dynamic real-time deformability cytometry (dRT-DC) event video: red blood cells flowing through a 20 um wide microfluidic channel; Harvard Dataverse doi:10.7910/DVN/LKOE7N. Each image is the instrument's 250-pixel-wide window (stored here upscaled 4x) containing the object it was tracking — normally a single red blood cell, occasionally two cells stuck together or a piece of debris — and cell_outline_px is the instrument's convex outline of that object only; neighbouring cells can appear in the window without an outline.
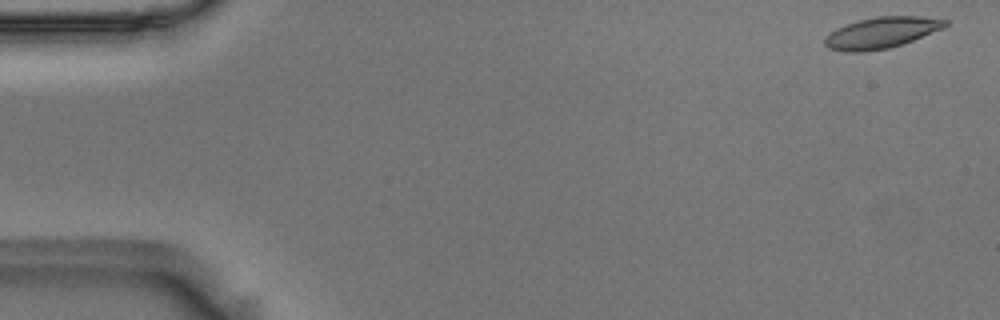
{"species": "Egyptian fruit bat (a non-hibernating species)", "species_latin": "Rousettus aegyptiacus", "temperature_condition": "room temperature", "stored_images_in_passage": 55, "camera_frame_rate_fps": 3000, "um_per_image_px": 0.085, "animal": {"sex": "male"}, "frame": {"image": 1, "passage_image": 1, "time_ms": 0.0, "image_size_px": [1000, 320], "cell_outline_px": [[948, 24], [944, 28], [912, 40], [888, 48], [864, 52], [844, 52], [828, 48], [824, 44], [824, 40], [836, 28], [844, 24], [876, 16], [920, 16], [948, 20]], "centroid_in_image_um": [74.91, 2.78], "position_along_channel_um": 10.1, "area_um2": 21.73}}
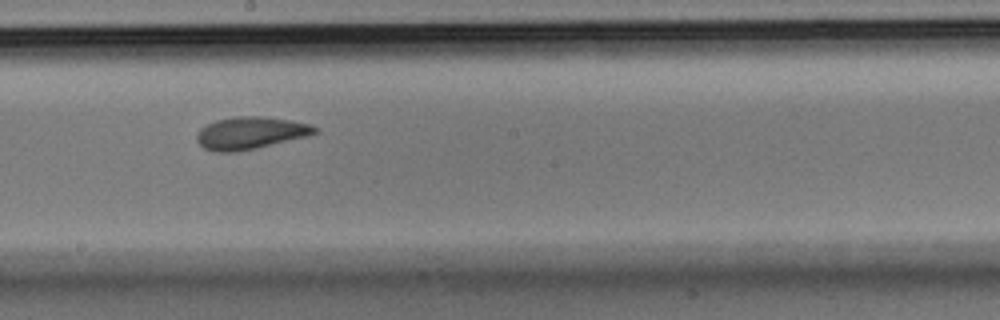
{"frame": {"image": 2, "passage_image": 30, "time_ms": 9.667, "image_size_px": [1000, 320], "cell_outline_px": [[316, 132], [308, 136], [240, 152], [212, 152], [204, 148], [196, 140], [196, 136], [200, 128], [216, 120], [236, 116], [264, 116], [288, 120], [308, 124], [316, 128]], "centroid_in_image_um": [21.23, 11.32], "position_along_channel_um": 227.0, "area_um2": 22.2}}
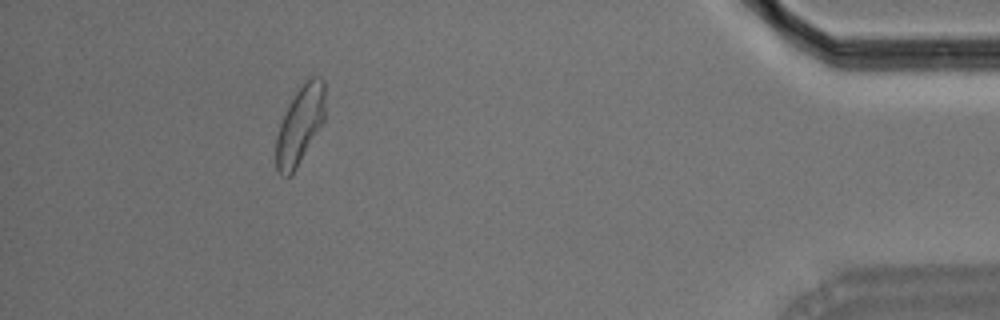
{"frame": {"image": 3, "passage_image": 50, "time_ms": 16.333, "image_size_px": [1000, 320], "cell_outline_px": [[324, 120], [296, 168], [288, 176], [280, 176], [276, 168], [276, 136], [280, 124], [288, 104], [296, 92], [312, 76], [320, 76], [324, 80]], "centroid_in_image_um": [25.48, 10.63], "position_along_channel_um": 409.7, "area_um2": 21.85}, "authors_computed_cell_mechanics": {"area_um2": 21.8484, "velocity_mm_per_s": 3.5809, "shape_relaxation_time_tau1_ms": 8.4775, "shape_relaxation_time_tau2_ms": 2.0768, "deformation_change_tau1": 0.18, "deformation_change_tau2": 0.075}}